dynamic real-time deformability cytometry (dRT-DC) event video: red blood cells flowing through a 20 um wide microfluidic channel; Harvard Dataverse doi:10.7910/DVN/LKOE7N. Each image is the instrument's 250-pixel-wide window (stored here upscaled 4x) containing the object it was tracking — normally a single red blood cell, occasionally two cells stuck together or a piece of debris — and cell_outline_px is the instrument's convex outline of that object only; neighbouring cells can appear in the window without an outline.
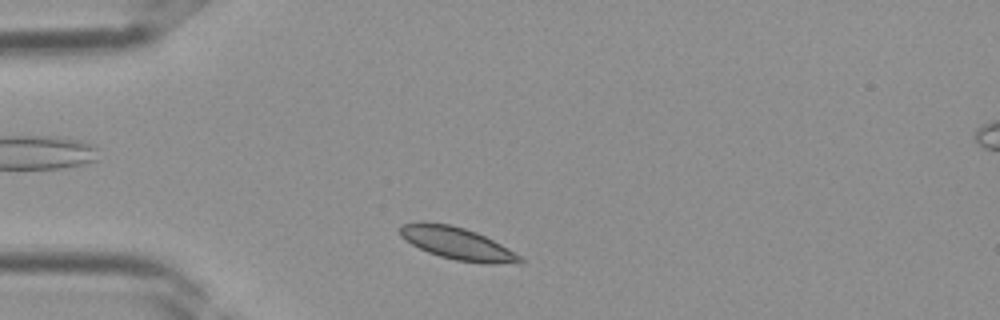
{"species": "Egyptian fruit bat (a non-hibernating species)", "species_latin": "Rousettus aegyptiacus", "temperature_condition": "room temperature", "stored_images_in_passage": 27, "camera_frame_rate_fps": 3000, "um_per_image_px": 0.085, "frame": {"image": 1, "passage_image": 2, "time_ms": 0.333, "image_size_px": [1000, 320], "cell_outline_px": [[524, 264], [484, 264], [456, 260], [440, 256], [428, 252], [404, 240], [400, 236], [400, 224], [420, 220], [424, 220], [448, 224], [464, 228], [476, 232], [508, 248], [520, 256], [524, 260]], "centroid_in_image_um": [38.85, 20.69], "position_along_channel_um": 46.2, "area_um2": 22.89}}
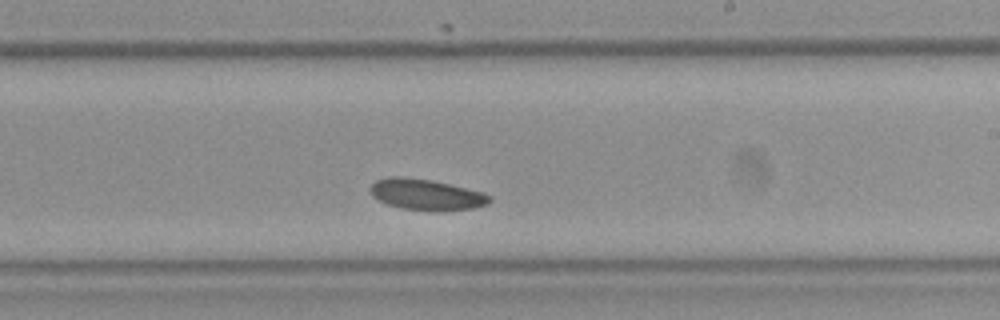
{"frame": {"image": 2, "passage_image": 15, "time_ms": 4.667, "image_size_px": [1000, 320], "cell_outline_px": [[492, 200], [488, 204], [472, 208], [400, 208], [388, 204], [372, 196], [368, 188], [376, 180], [388, 176], [400, 176], [432, 180], [480, 192], [492, 196]], "centroid_in_image_um": [36.16, 16.48], "position_along_channel_um": 252.8, "area_um2": 20.58}}
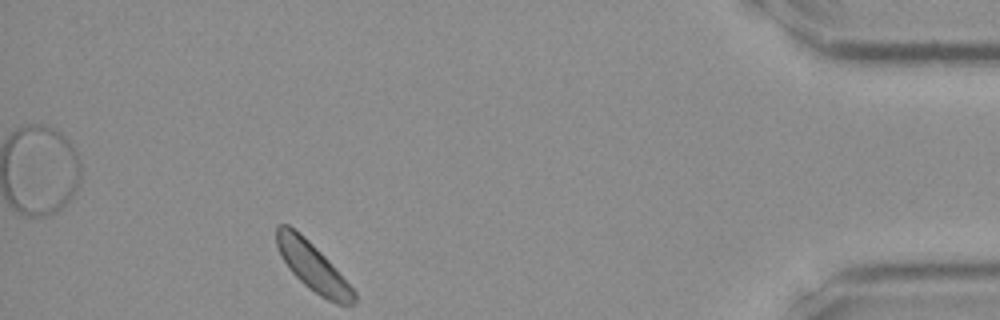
{"frame": {"image": 3, "passage_image": 27, "time_ms": 8.667, "image_size_px": [1000, 320], "cell_outline_px": [[356, 300], [352, 304], [336, 304], [320, 296], [308, 288], [288, 268], [280, 256], [276, 244], [276, 224], [288, 224], [300, 232], [328, 260], [356, 292]], "centroid_in_image_um": [26.55, 22.65], "position_along_channel_um": 408.7, "area_um2": 21.62}}